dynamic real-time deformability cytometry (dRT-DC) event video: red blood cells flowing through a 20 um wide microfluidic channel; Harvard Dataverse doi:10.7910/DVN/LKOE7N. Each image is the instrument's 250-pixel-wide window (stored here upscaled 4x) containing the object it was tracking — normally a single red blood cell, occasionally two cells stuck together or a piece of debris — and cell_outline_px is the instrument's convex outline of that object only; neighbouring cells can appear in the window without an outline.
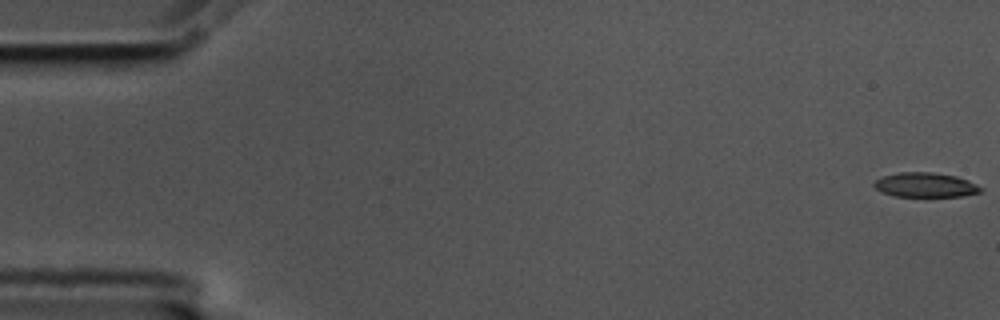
{"species": "common noctule bat (a hibernating species)", "species_latin": "Nyctalus noctula", "temperature_condition": "cold", "stored_images_in_passage": 9, "camera_frame_rate_fps": 3000, "um_per_image_px": 0.085, "animal": {"sex": "male", "body_mass_g": 17.5, "forearm_length_mm": 52.3}, "frame": {"image": 1, "passage_image": 1, "time_ms": 0.0, "image_size_px": [1000, 320], "cell_outline_px": [[984, 188], [980, 192], [964, 196], [896, 196], [880, 192], [872, 184], [876, 180], [884, 176], [900, 172], [932, 172], [956, 176], [968, 180]], "centroid_in_image_um": [78.67, 15.72], "position_along_channel_um": 6.3, "area_um2": 15.2}}
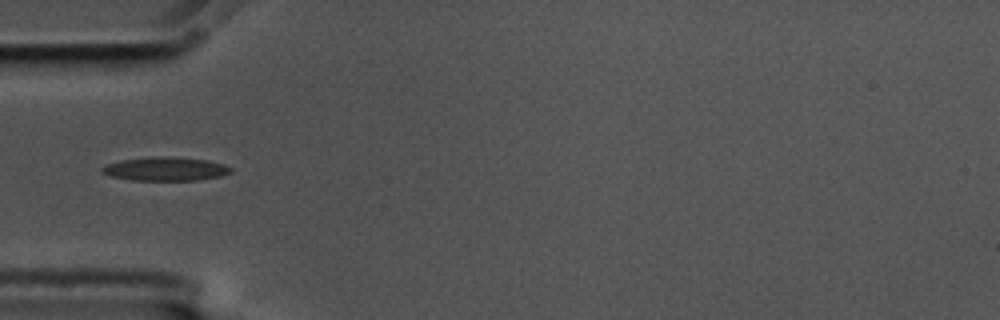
{"frame": {"image": 2, "passage_image": 6, "time_ms": 1.667, "image_size_px": [1000, 320], "cell_outline_px": [[232, 172], [220, 176], [196, 180], [132, 180], [112, 176], [100, 172], [100, 168], [108, 164], [120, 160], [164, 156], [204, 160], [224, 164], [232, 168]], "centroid_in_image_um": [14.05, 14.36], "position_along_channel_um": 70.9, "area_um2": 17.46}}